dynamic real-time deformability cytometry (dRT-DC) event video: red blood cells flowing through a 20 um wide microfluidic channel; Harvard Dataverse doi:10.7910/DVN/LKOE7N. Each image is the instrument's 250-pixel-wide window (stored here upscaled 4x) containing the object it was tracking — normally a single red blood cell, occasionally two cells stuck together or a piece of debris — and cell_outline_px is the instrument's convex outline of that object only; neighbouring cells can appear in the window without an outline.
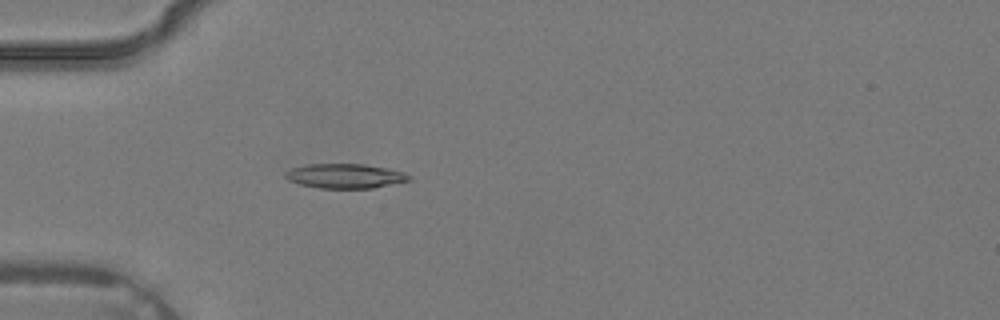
{"species": "common noctule bat (a hibernating species)", "species_latin": "Nyctalus noctula", "temperature_condition": "warm", "stored_images_in_passage": 3, "camera_frame_rate_fps": 3000, "um_per_image_px": 0.085, "animal": {"sex": "male", "body_mass_g": 19.2, "forearm_length_mm": 51.8}, "frame": {"image": 1, "passage_image": 3, "time_ms": 0.667, "image_size_px": [1000, 320], "cell_outline_px": [[412, 180], [372, 188], [320, 188], [300, 184], [288, 180], [284, 176], [284, 172], [292, 168], [308, 164], [364, 164], [388, 168], [404, 172], [412, 176]], "centroid_in_image_um": [29.35, 14.95], "position_along_channel_um": 55.6, "area_um2": 17.74}}